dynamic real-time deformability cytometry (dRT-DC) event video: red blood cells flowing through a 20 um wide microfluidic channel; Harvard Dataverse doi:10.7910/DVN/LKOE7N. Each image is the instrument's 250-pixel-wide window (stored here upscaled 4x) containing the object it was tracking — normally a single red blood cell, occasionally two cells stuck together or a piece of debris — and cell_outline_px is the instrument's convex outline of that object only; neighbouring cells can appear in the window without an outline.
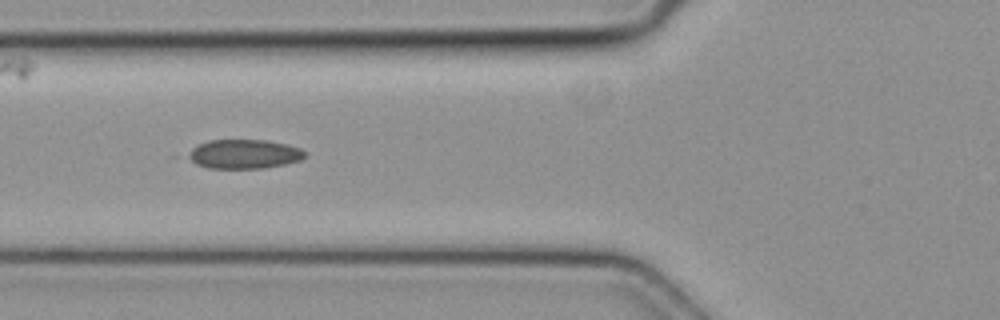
{"species": "common noctule bat (a hibernating species)", "species_latin": "Nyctalus noctula", "temperature_condition": "cold", "stored_images_in_passage": 7, "camera_frame_rate_fps": 3000, "um_per_image_px": 0.085, "animal": {"sex": "female", "body_mass_g": 19.3, "forearm_length_mm": 54.1}, "frame": {"image": 1, "passage_image": 5, "time_ms": 1.333, "image_size_px": [1000, 320], "cell_outline_px": [[304, 156], [300, 160], [284, 164], [264, 168], [208, 168], [196, 164], [184, 156], [192, 148], [208, 140], [268, 140], [288, 144], [300, 148], [304, 152]], "centroid_in_image_um": [20.71, 13.09], "position_along_channel_um": 105.1, "area_um2": 19.88}}